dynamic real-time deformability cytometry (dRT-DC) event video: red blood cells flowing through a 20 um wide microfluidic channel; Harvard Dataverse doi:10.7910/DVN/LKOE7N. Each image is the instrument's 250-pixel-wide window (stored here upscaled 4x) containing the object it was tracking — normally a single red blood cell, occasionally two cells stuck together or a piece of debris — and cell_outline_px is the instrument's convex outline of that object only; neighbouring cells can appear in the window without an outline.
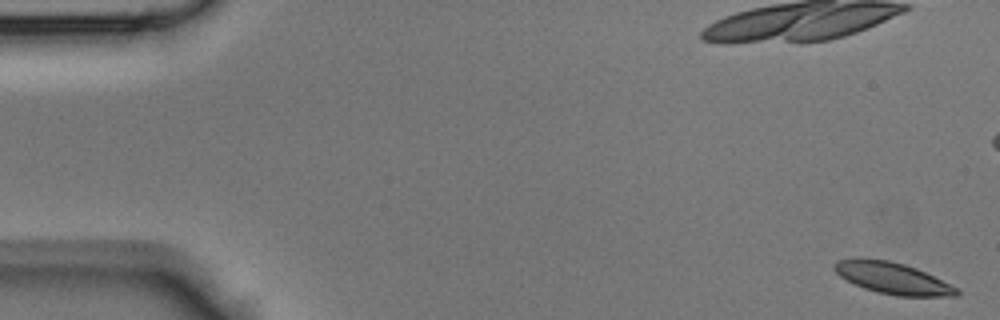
{"species": "Egyptian fruit bat (a non-hibernating species)", "species_latin": "Rousettus aegyptiacus", "temperature_condition": "room temperature", "stored_images_in_passage": 45, "camera_frame_rate_fps": 3000, "um_per_image_px": 0.085, "animal": {"sex": "male"}, "frame": {"image": 1, "passage_image": 1, "time_ms": 0.0, "image_size_px": [1000, 320], "cell_outline_px": [[960, 292], [956, 296], [896, 296], [876, 292], [864, 288], [840, 276], [836, 272], [832, 264], [836, 260], [856, 256], [860, 256], [888, 260], [904, 264], [916, 268], [960, 288]], "centroid_in_image_um": [75.84, 23.62], "position_along_channel_um": 9.2, "area_um2": 22.83}}